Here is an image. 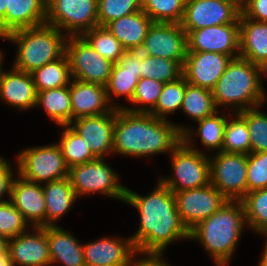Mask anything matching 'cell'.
<instances>
[{
	"label": "cell",
	"mask_w": 267,
	"mask_h": 266,
	"mask_svg": "<svg viewBox=\"0 0 267 266\" xmlns=\"http://www.w3.org/2000/svg\"><path fill=\"white\" fill-rule=\"evenodd\" d=\"M62 127L64 130H62V136L57 144L69 168L96 159L90 152L85 140L76 131L69 125H61Z\"/></svg>",
	"instance_id": "obj_32"
},
{
	"label": "cell",
	"mask_w": 267,
	"mask_h": 266,
	"mask_svg": "<svg viewBox=\"0 0 267 266\" xmlns=\"http://www.w3.org/2000/svg\"><path fill=\"white\" fill-rule=\"evenodd\" d=\"M186 128L151 113L116 109L112 153L136 158L170 154L182 141Z\"/></svg>",
	"instance_id": "obj_2"
},
{
	"label": "cell",
	"mask_w": 267,
	"mask_h": 266,
	"mask_svg": "<svg viewBox=\"0 0 267 266\" xmlns=\"http://www.w3.org/2000/svg\"><path fill=\"white\" fill-rule=\"evenodd\" d=\"M123 202L135 207L140 214L139 229L130 236L137 252L163 254L170 243L189 239V231L177 211L175 195L160 180L146 196L126 188Z\"/></svg>",
	"instance_id": "obj_1"
},
{
	"label": "cell",
	"mask_w": 267,
	"mask_h": 266,
	"mask_svg": "<svg viewBox=\"0 0 267 266\" xmlns=\"http://www.w3.org/2000/svg\"><path fill=\"white\" fill-rule=\"evenodd\" d=\"M185 88L186 78L184 76L173 82L164 83L156 106L149 113L157 118L167 119L168 114L175 113L181 108Z\"/></svg>",
	"instance_id": "obj_37"
},
{
	"label": "cell",
	"mask_w": 267,
	"mask_h": 266,
	"mask_svg": "<svg viewBox=\"0 0 267 266\" xmlns=\"http://www.w3.org/2000/svg\"><path fill=\"white\" fill-rule=\"evenodd\" d=\"M49 244L51 265L61 263L64 266H86L83 244L64 229L55 226H45Z\"/></svg>",
	"instance_id": "obj_25"
},
{
	"label": "cell",
	"mask_w": 267,
	"mask_h": 266,
	"mask_svg": "<svg viewBox=\"0 0 267 266\" xmlns=\"http://www.w3.org/2000/svg\"><path fill=\"white\" fill-rule=\"evenodd\" d=\"M192 140H182L171 152L172 178L159 180L173 193L200 188L211 183L210 161L206 153L193 148Z\"/></svg>",
	"instance_id": "obj_6"
},
{
	"label": "cell",
	"mask_w": 267,
	"mask_h": 266,
	"mask_svg": "<svg viewBox=\"0 0 267 266\" xmlns=\"http://www.w3.org/2000/svg\"><path fill=\"white\" fill-rule=\"evenodd\" d=\"M218 114L220 113L216 111L214 114L196 122L198 123L197 131L193 132L190 128H186V131L182 134V140H191L192 136L197 135L200 137L202 145L209 149L208 151H222L227 115Z\"/></svg>",
	"instance_id": "obj_29"
},
{
	"label": "cell",
	"mask_w": 267,
	"mask_h": 266,
	"mask_svg": "<svg viewBox=\"0 0 267 266\" xmlns=\"http://www.w3.org/2000/svg\"><path fill=\"white\" fill-rule=\"evenodd\" d=\"M29 222L10 201L0 203V235L7 240L28 231Z\"/></svg>",
	"instance_id": "obj_43"
},
{
	"label": "cell",
	"mask_w": 267,
	"mask_h": 266,
	"mask_svg": "<svg viewBox=\"0 0 267 266\" xmlns=\"http://www.w3.org/2000/svg\"><path fill=\"white\" fill-rule=\"evenodd\" d=\"M152 23L149 16L139 10L111 21L106 27L125 50H140Z\"/></svg>",
	"instance_id": "obj_26"
},
{
	"label": "cell",
	"mask_w": 267,
	"mask_h": 266,
	"mask_svg": "<svg viewBox=\"0 0 267 266\" xmlns=\"http://www.w3.org/2000/svg\"><path fill=\"white\" fill-rule=\"evenodd\" d=\"M209 161L211 184L228 200H241L247 194L248 155L220 151Z\"/></svg>",
	"instance_id": "obj_11"
},
{
	"label": "cell",
	"mask_w": 267,
	"mask_h": 266,
	"mask_svg": "<svg viewBox=\"0 0 267 266\" xmlns=\"http://www.w3.org/2000/svg\"><path fill=\"white\" fill-rule=\"evenodd\" d=\"M267 188V151L250 153L247 165V193Z\"/></svg>",
	"instance_id": "obj_44"
},
{
	"label": "cell",
	"mask_w": 267,
	"mask_h": 266,
	"mask_svg": "<svg viewBox=\"0 0 267 266\" xmlns=\"http://www.w3.org/2000/svg\"><path fill=\"white\" fill-rule=\"evenodd\" d=\"M181 221L190 231L218 211L228 200L211 183L204 187L174 192Z\"/></svg>",
	"instance_id": "obj_12"
},
{
	"label": "cell",
	"mask_w": 267,
	"mask_h": 266,
	"mask_svg": "<svg viewBox=\"0 0 267 266\" xmlns=\"http://www.w3.org/2000/svg\"><path fill=\"white\" fill-rule=\"evenodd\" d=\"M231 59L217 52H187L183 76L191 85L212 90Z\"/></svg>",
	"instance_id": "obj_17"
},
{
	"label": "cell",
	"mask_w": 267,
	"mask_h": 266,
	"mask_svg": "<svg viewBox=\"0 0 267 266\" xmlns=\"http://www.w3.org/2000/svg\"><path fill=\"white\" fill-rule=\"evenodd\" d=\"M7 242V252L14 266H49V244L45 227H33ZM34 233V234H33Z\"/></svg>",
	"instance_id": "obj_18"
},
{
	"label": "cell",
	"mask_w": 267,
	"mask_h": 266,
	"mask_svg": "<svg viewBox=\"0 0 267 266\" xmlns=\"http://www.w3.org/2000/svg\"><path fill=\"white\" fill-rule=\"evenodd\" d=\"M2 59H3V55H2V52H0V86H1L2 77H3V74H4V71L1 70L2 63H3V62H1Z\"/></svg>",
	"instance_id": "obj_53"
},
{
	"label": "cell",
	"mask_w": 267,
	"mask_h": 266,
	"mask_svg": "<svg viewBox=\"0 0 267 266\" xmlns=\"http://www.w3.org/2000/svg\"><path fill=\"white\" fill-rule=\"evenodd\" d=\"M8 0H0V21L5 17Z\"/></svg>",
	"instance_id": "obj_52"
},
{
	"label": "cell",
	"mask_w": 267,
	"mask_h": 266,
	"mask_svg": "<svg viewBox=\"0 0 267 266\" xmlns=\"http://www.w3.org/2000/svg\"><path fill=\"white\" fill-rule=\"evenodd\" d=\"M0 99L20 110L36 107L37 91L31 73L14 67L4 72L0 86Z\"/></svg>",
	"instance_id": "obj_24"
},
{
	"label": "cell",
	"mask_w": 267,
	"mask_h": 266,
	"mask_svg": "<svg viewBox=\"0 0 267 266\" xmlns=\"http://www.w3.org/2000/svg\"><path fill=\"white\" fill-rule=\"evenodd\" d=\"M227 121L224 130L222 151L226 153L250 154V136L246 120L238 113H235L233 120Z\"/></svg>",
	"instance_id": "obj_35"
},
{
	"label": "cell",
	"mask_w": 267,
	"mask_h": 266,
	"mask_svg": "<svg viewBox=\"0 0 267 266\" xmlns=\"http://www.w3.org/2000/svg\"><path fill=\"white\" fill-rule=\"evenodd\" d=\"M259 107L238 112L247 123L250 136V153L267 151V114Z\"/></svg>",
	"instance_id": "obj_40"
},
{
	"label": "cell",
	"mask_w": 267,
	"mask_h": 266,
	"mask_svg": "<svg viewBox=\"0 0 267 266\" xmlns=\"http://www.w3.org/2000/svg\"><path fill=\"white\" fill-rule=\"evenodd\" d=\"M187 52H217L231 58L240 55V23L185 30Z\"/></svg>",
	"instance_id": "obj_15"
},
{
	"label": "cell",
	"mask_w": 267,
	"mask_h": 266,
	"mask_svg": "<svg viewBox=\"0 0 267 266\" xmlns=\"http://www.w3.org/2000/svg\"><path fill=\"white\" fill-rule=\"evenodd\" d=\"M241 202L244 206L246 225L258 234L267 233V188L248 192Z\"/></svg>",
	"instance_id": "obj_33"
},
{
	"label": "cell",
	"mask_w": 267,
	"mask_h": 266,
	"mask_svg": "<svg viewBox=\"0 0 267 266\" xmlns=\"http://www.w3.org/2000/svg\"><path fill=\"white\" fill-rule=\"evenodd\" d=\"M238 4L241 8L244 6L246 0H231Z\"/></svg>",
	"instance_id": "obj_54"
},
{
	"label": "cell",
	"mask_w": 267,
	"mask_h": 266,
	"mask_svg": "<svg viewBox=\"0 0 267 266\" xmlns=\"http://www.w3.org/2000/svg\"><path fill=\"white\" fill-rule=\"evenodd\" d=\"M139 81L138 71L124 70L118 63L113 65L106 87L108 102L114 97L125 96L130 102Z\"/></svg>",
	"instance_id": "obj_39"
},
{
	"label": "cell",
	"mask_w": 267,
	"mask_h": 266,
	"mask_svg": "<svg viewBox=\"0 0 267 266\" xmlns=\"http://www.w3.org/2000/svg\"><path fill=\"white\" fill-rule=\"evenodd\" d=\"M116 109L96 116L79 117L69 124L86 142L95 158H103L113 152Z\"/></svg>",
	"instance_id": "obj_16"
},
{
	"label": "cell",
	"mask_w": 267,
	"mask_h": 266,
	"mask_svg": "<svg viewBox=\"0 0 267 266\" xmlns=\"http://www.w3.org/2000/svg\"><path fill=\"white\" fill-rule=\"evenodd\" d=\"M31 74L37 92L68 86L72 80L65 54L59 59L35 69Z\"/></svg>",
	"instance_id": "obj_30"
},
{
	"label": "cell",
	"mask_w": 267,
	"mask_h": 266,
	"mask_svg": "<svg viewBox=\"0 0 267 266\" xmlns=\"http://www.w3.org/2000/svg\"><path fill=\"white\" fill-rule=\"evenodd\" d=\"M263 234L265 237H267V233H262V236H263ZM265 245L266 246L264 248V252H263V255L261 257V260H260L258 266H267V238H266V244Z\"/></svg>",
	"instance_id": "obj_50"
},
{
	"label": "cell",
	"mask_w": 267,
	"mask_h": 266,
	"mask_svg": "<svg viewBox=\"0 0 267 266\" xmlns=\"http://www.w3.org/2000/svg\"><path fill=\"white\" fill-rule=\"evenodd\" d=\"M86 266H126L137 252L130 238L103 237L83 244Z\"/></svg>",
	"instance_id": "obj_20"
},
{
	"label": "cell",
	"mask_w": 267,
	"mask_h": 266,
	"mask_svg": "<svg viewBox=\"0 0 267 266\" xmlns=\"http://www.w3.org/2000/svg\"><path fill=\"white\" fill-rule=\"evenodd\" d=\"M0 266H14L12 260L10 259L8 253L0 255Z\"/></svg>",
	"instance_id": "obj_49"
},
{
	"label": "cell",
	"mask_w": 267,
	"mask_h": 266,
	"mask_svg": "<svg viewBox=\"0 0 267 266\" xmlns=\"http://www.w3.org/2000/svg\"><path fill=\"white\" fill-rule=\"evenodd\" d=\"M260 74L267 75L260 66L241 56L232 58L212 89L217 109L232 105L236 113L264 104L266 94Z\"/></svg>",
	"instance_id": "obj_4"
},
{
	"label": "cell",
	"mask_w": 267,
	"mask_h": 266,
	"mask_svg": "<svg viewBox=\"0 0 267 266\" xmlns=\"http://www.w3.org/2000/svg\"><path fill=\"white\" fill-rule=\"evenodd\" d=\"M245 226L241 200H227L218 211L189 231V239L199 242L217 266H226Z\"/></svg>",
	"instance_id": "obj_3"
},
{
	"label": "cell",
	"mask_w": 267,
	"mask_h": 266,
	"mask_svg": "<svg viewBox=\"0 0 267 266\" xmlns=\"http://www.w3.org/2000/svg\"><path fill=\"white\" fill-rule=\"evenodd\" d=\"M10 201L33 227L46 226V206L40 183L15 178Z\"/></svg>",
	"instance_id": "obj_21"
},
{
	"label": "cell",
	"mask_w": 267,
	"mask_h": 266,
	"mask_svg": "<svg viewBox=\"0 0 267 266\" xmlns=\"http://www.w3.org/2000/svg\"><path fill=\"white\" fill-rule=\"evenodd\" d=\"M164 83L157 81L152 78H141L139 79L131 103L134 104H143L144 106L136 108H126L122 107L131 112H146L149 113L155 106L158 101V98L162 92ZM146 104V106H145Z\"/></svg>",
	"instance_id": "obj_41"
},
{
	"label": "cell",
	"mask_w": 267,
	"mask_h": 266,
	"mask_svg": "<svg viewBox=\"0 0 267 266\" xmlns=\"http://www.w3.org/2000/svg\"><path fill=\"white\" fill-rule=\"evenodd\" d=\"M72 120L84 116H96L110 112L113 108L122 109L118 104L108 102L106 87L76 79L70 82Z\"/></svg>",
	"instance_id": "obj_19"
},
{
	"label": "cell",
	"mask_w": 267,
	"mask_h": 266,
	"mask_svg": "<svg viewBox=\"0 0 267 266\" xmlns=\"http://www.w3.org/2000/svg\"><path fill=\"white\" fill-rule=\"evenodd\" d=\"M88 43L104 58L117 63L124 55V47L106 26H96L82 35Z\"/></svg>",
	"instance_id": "obj_36"
},
{
	"label": "cell",
	"mask_w": 267,
	"mask_h": 266,
	"mask_svg": "<svg viewBox=\"0 0 267 266\" xmlns=\"http://www.w3.org/2000/svg\"><path fill=\"white\" fill-rule=\"evenodd\" d=\"M65 55L73 79L107 85L114 64L100 55L83 36H67Z\"/></svg>",
	"instance_id": "obj_10"
},
{
	"label": "cell",
	"mask_w": 267,
	"mask_h": 266,
	"mask_svg": "<svg viewBox=\"0 0 267 266\" xmlns=\"http://www.w3.org/2000/svg\"><path fill=\"white\" fill-rule=\"evenodd\" d=\"M184 0H142V10L153 23H181Z\"/></svg>",
	"instance_id": "obj_38"
},
{
	"label": "cell",
	"mask_w": 267,
	"mask_h": 266,
	"mask_svg": "<svg viewBox=\"0 0 267 266\" xmlns=\"http://www.w3.org/2000/svg\"><path fill=\"white\" fill-rule=\"evenodd\" d=\"M240 23V55L267 73V22L247 18L242 12Z\"/></svg>",
	"instance_id": "obj_23"
},
{
	"label": "cell",
	"mask_w": 267,
	"mask_h": 266,
	"mask_svg": "<svg viewBox=\"0 0 267 266\" xmlns=\"http://www.w3.org/2000/svg\"><path fill=\"white\" fill-rule=\"evenodd\" d=\"M7 242L8 240L0 235V255L7 254Z\"/></svg>",
	"instance_id": "obj_51"
},
{
	"label": "cell",
	"mask_w": 267,
	"mask_h": 266,
	"mask_svg": "<svg viewBox=\"0 0 267 266\" xmlns=\"http://www.w3.org/2000/svg\"><path fill=\"white\" fill-rule=\"evenodd\" d=\"M241 7L231 0H189L180 23L184 30L239 23Z\"/></svg>",
	"instance_id": "obj_13"
},
{
	"label": "cell",
	"mask_w": 267,
	"mask_h": 266,
	"mask_svg": "<svg viewBox=\"0 0 267 266\" xmlns=\"http://www.w3.org/2000/svg\"><path fill=\"white\" fill-rule=\"evenodd\" d=\"M68 177L78 198L97 192L121 201L126 198L127 187L120 184L118 174L103 158L70 167Z\"/></svg>",
	"instance_id": "obj_7"
},
{
	"label": "cell",
	"mask_w": 267,
	"mask_h": 266,
	"mask_svg": "<svg viewBox=\"0 0 267 266\" xmlns=\"http://www.w3.org/2000/svg\"><path fill=\"white\" fill-rule=\"evenodd\" d=\"M46 206V226H55L66 212L69 211L77 196L71 186L69 177L46 182L42 185Z\"/></svg>",
	"instance_id": "obj_27"
},
{
	"label": "cell",
	"mask_w": 267,
	"mask_h": 266,
	"mask_svg": "<svg viewBox=\"0 0 267 266\" xmlns=\"http://www.w3.org/2000/svg\"><path fill=\"white\" fill-rule=\"evenodd\" d=\"M140 52L184 65L187 56V33L180 23H152Z\"/></svg>",
	"instance_id": "obj_14"
},
{
	"label": "cell",
	"mask_w": 267,
	"mask_h": 266,
	"mask_svg": "<svg viewBox=\"0 0 267 266\" xmlns=\"http://www.w3.org/2000/svg\"><path fill=\"white\" fill-rule=\"evenodd\" d=\"M46 22V0H8L5 17L0 21V38Z\"/></svg>",
	"instance_id": "obj_22"
},
{
	"label": "cell",
	"mask_w": 267,
	"mask_h": 266,
	"mask_svg": "<svg viewBox=\"0 0 267 266\" xmlns=\"http://www.w3.org/2000/svg\"><path fill=\"white\" fill-rule=\"evenodd\" d=\"M43 107L47 116L59 126L72 122L70 85L37 92L36 107Z\"/></svg>",
	"instance_id": "obj_28"
},
{
	"label": "cell",
	"mask_w": 267,
	"mask_h": 266,
	"mask_svg": "<svg viewBox=\"0 0 267 266\" xmlns=\"http://www.w3.org/2000/svg\"><path fill=\"white\" fill-rule=\"evenodd\" d=\"M180 109L194 122H198L218 111L212 90L191 85L187 81Z\"/></svg>",
	"instance_id": "obj_31"
},
{
	"label": "cell",
	"mask_w": 267,
	"mask_h": 266,
	"mask_svg": "<svg viewBox=\"0 0 267 266\" xmlns=\"http://www.w3.org/2000/svg\"><path fill=\"white\" fill-rule=\"evenodd\" d=\"M124 70L138 71L141 79L142 53L140 50H125L124 55L117 62Z\"/></svg>",
	"instance_id": "obj_47"
},
{
	"label": "cell",
	"mask_w": 267,
	"mask_h": 266,
	"mask_svg": "<svg viewBox=\"0 0 267 266\" xmlns=\"http://www.w3.org/2000/svg\"><path fill=\"white\" fill-rule=\"evenodd\" d=\"M14 175L10 163L6 159L0 157V203L9 201L3 199V196L7 194L10 199L13 181L15 180V178H13Z\"/></svg>",
	"instance_id": "obj_45"
},
{
	"label": "cell",
	"mask_w": 267,
	"mask_h": 266,
	"mask_svg": "<svg viewBox=\"0 0 267 266\" xmlns=\"http://www.w3.org/2000/svg\"><path fill=\"white\" fill-rule=\"evenodd\" d=\"M241 11L247 18L267 22V0H246Z\"/></svg>",
	"instance_id": "obj_46"
},
{
	"label": "cell",
	"mask_w": 267,
	"mask_h": 266,
	"mask_svg": "<svg viewBox=\"0 0 267 266\" xmlns=\"http://www.w3.org/2000/svg\"><path fill=\"white\" fill-rule=\"evenodd\" d=\"M16 160L17 174L31 182L41 184L69 176V167L56 143L27 148Z\"/></svg>",
	"instance_id": "obj_8"
},
{
	"label": "cell",
	"mask_w": 267,
	"mask_h": 266,
	"mask_svg": "<svg viewBox=\"0 0 267 266\" xmlns=\"http://www.w3.org/2000/svg\"><path fill=\"white\" fill-rule=\"evenodd\" d=\"M182 76L183 65L180 62L142 54L141 78H152L169 83Z\"/></svg>",
	"instance_id": "obj_34"
},
{
	"label": "cell",
	"mask_w": 267,
	"mask_h": 266,
	"mask_svg": "<svg viewBox=\"0 0 267 266\" xmlns=\"http://www.w3.org/2000/svg\"><path fill=\"white\" fill-rule=\"evenodd\" d=\"M66 39V34L46 23L17 30L4 38L18 45L13 67L27 73L62 57Z\"/></svg>",
	"instance_id": "obj_5"
},
{
	"label": "cell",
	"mask_w": 267,
	"mask_h": 266,
	"mask_svg": "<svg viewBox=\"0 0 267 266\" xmlns=\"http://www.w3.org/2000/svg\"><path fill=\"white\" fill-rule=\"evenodd\" d=\"M98 26L142 10V0H97Z\"/></svg>",
	"instance_id": "obj_42"
},
{
	"label": "cell",
	"mask_w": 267,
	"mask_h": 266,
	"mask_svg": "<svg viewBox=\"0 0 267 266\" xmlns=\"http://www.w3.org/2000/svg\"><path fill=\"white\" fill-rule=\"evenodd\" d=\"M138 255H144L145 257L141 256V259L139 258L134 259V257ZM162 255L164 254H155V253L142 254V253L136 252L135 255H133L130 258L126 266H170L167 262L162 260L163 259Z\"/></svg>",
	"instance_id": "obj_48"
},
{
	"label": "cell",
	"mask_w": 267,
	"mask_h": 266,
	"mask_svg": "<svg viewBox=\"0 0 267 266\" xmlns=\"http://www.w3.org/2000/svg\"><path fill=\"white\" fill-rule=\"evenodd\" d=\"M45 23L67 36H82L98 26L97 0H46Z\"/></svg>",
	"instance_id": "obj_9"
}]
</instances>
